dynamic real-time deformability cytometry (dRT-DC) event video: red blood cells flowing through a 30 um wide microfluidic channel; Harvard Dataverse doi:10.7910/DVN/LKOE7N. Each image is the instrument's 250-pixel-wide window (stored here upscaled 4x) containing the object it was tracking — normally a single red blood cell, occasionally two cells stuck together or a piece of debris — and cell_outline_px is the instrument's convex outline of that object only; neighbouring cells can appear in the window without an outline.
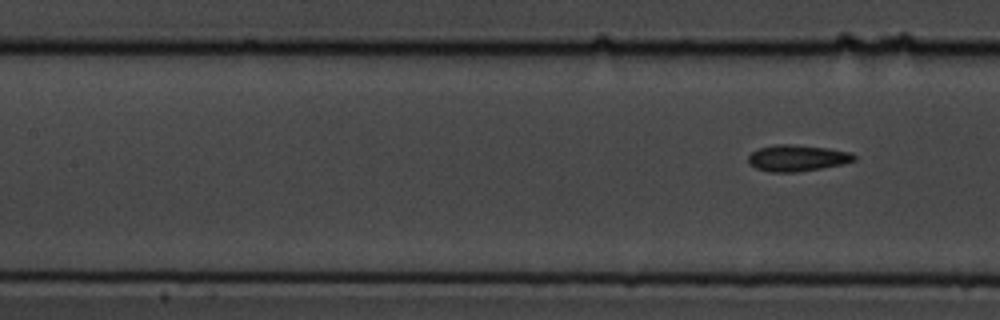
{"species": "common noctule bat (a hibernating species)", "species_latin": "Nyctalus noctula", "temperature_condition": "cold", "stored_images_in_passage": 9, "segment_of_instrument_passage": [2, 2], "camera_frame_rate_fps": 3000, "um_per_image_px": 0.085, "animal": {"sex": "male", "body_mass_g": 19.5, "forearm_length_mm": 54.6}, "frame": {"image": 1, "passage_image": 9, "time_ms": 10.0, "image_size_px": [1000, 320], "cell_outline_px": [[856, 160], [840, 164], [820, 168], [796, 172], [768, 172], [756, 168], [748, 160], [748, 156], [752, 152], [760, 148], [776, 144], [788, 144], [828, 148], [852, 152], [856, 156]], "centroid_in_image_um": [67.77, 13.43], "position_along_channel_um": 139.6, "area_um2": 16.07}}